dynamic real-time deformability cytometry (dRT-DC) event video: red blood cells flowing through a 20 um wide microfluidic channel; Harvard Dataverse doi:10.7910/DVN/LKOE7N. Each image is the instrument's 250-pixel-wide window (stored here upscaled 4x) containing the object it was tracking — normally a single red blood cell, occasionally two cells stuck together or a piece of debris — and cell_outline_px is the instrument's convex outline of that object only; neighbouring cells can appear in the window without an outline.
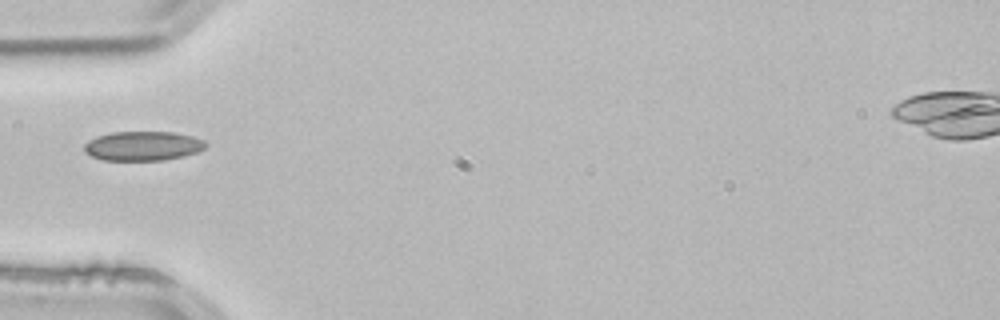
{"species": "common noctule bat (a hibernating species)", "species_latin": "Nyctalus noctula", "temperature_condition": "room temperature", "stored_images_in_passage": 3, "camera_frame_rate_fps": 3000, "um_per_image_px": 0.085, "animal": {"sex": "male", "body_mass_g": 21.5, "forearm_length_mm": 52.0}, "frame": {"image": 1, "passage_image": 3, "time_ms": 0.667, "image_size_px": [1000, 320], "cell_outline_px": [[208, 144], [204, 148], [196, 152], [184, 156], [164, 160], [104, 160], [92, 156], [84, 152], [84, 144], [88, 140], [96, 136], [112, 132], [176, 132], [192, 136], [204, 140]], "centroid_in_image_um": [12.14, 12.4], "position_along_channel_um": 72.9, "area_um2": 20.87}}